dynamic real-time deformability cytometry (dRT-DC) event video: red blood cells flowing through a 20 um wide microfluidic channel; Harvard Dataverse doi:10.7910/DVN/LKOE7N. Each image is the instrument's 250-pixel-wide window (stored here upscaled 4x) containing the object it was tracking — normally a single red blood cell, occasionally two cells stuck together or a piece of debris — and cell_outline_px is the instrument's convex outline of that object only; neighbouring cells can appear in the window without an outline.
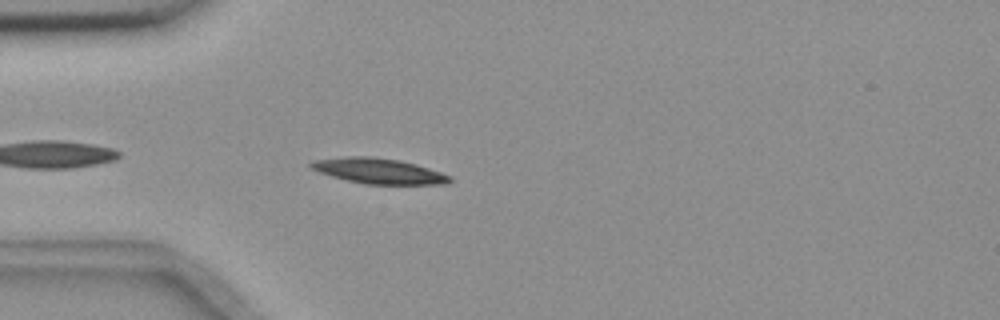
{"species": "common noctule bat (a hibernating species)", "species_latin": "Nyctalus noctula", "temperature_condition": "room temperature", "stored_images_in_passage": 38, "camera_frame_rate_fps": 3000, "um_per_image_px": 0.085, "animal": {"sex": "female", "body_mass_g": 18.4}, "frame": {"image": 1, "passage_image": 4, "time_ms": 1.0, "image_size_px": [1000, 320], "cell_outline_px": [[452, 180], [444, 184], [364, 184], [332, 176], [308, 168], [308, 164], [316, 160], [348, 156], [368, 156], [400, 160], [428, 168], [452, 176]], "centroid_in_image_um": [32.18, 14.53], "position_along_channel_um": 52.8, "area_um2": 20.35}}
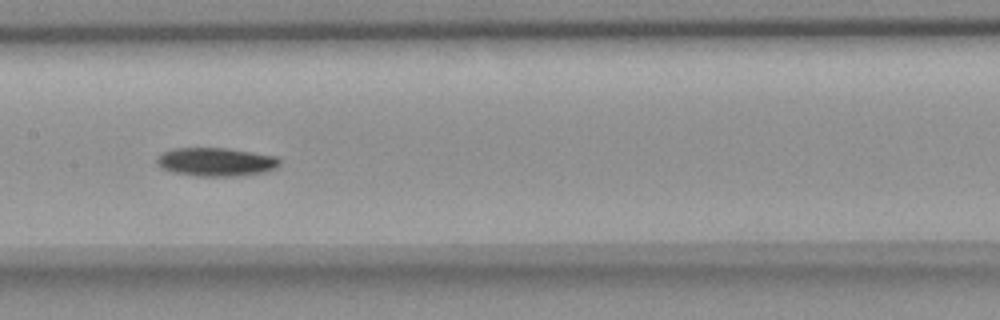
{"frame": {"image": 2, "passage_image": 16, "time_ms": 5.0, "image_size_px": [1000, 320], "cell_outline_px": [[280, 164], [276, 168], [264, 172], [236, 176], [196, 176], [172, 172], [156, 164], [156, 160], [164, 152], [176, 148], [228, 148], [276, 156], [280, 160]], "centroid_in_image_um": [18.38, 13.76], "position_along_channel_um": 189.0, "area_um2": 20.29}}
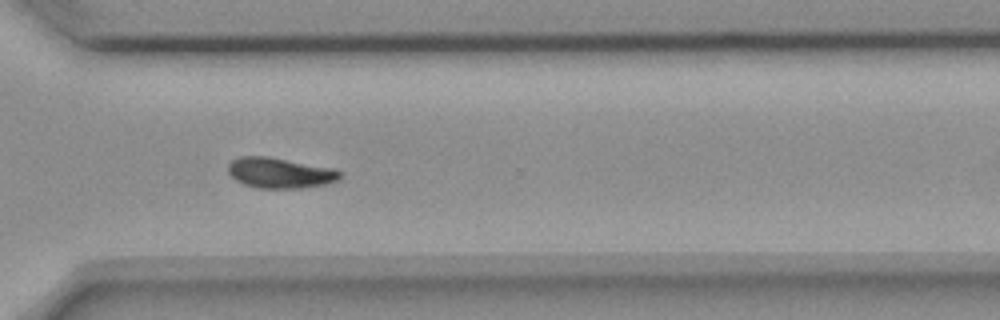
{"frame": {"image": 3, "passage_image": 29, "time_ms": 9.333, "image_size_px": [1000, 320], "cell_outline_px": [[340, 176], [336, 180], [328, 184], [304, 188], [256, 188], [244, 184], [236, 180], [228, 172], [228, 164], [232, 160], [240, 156], [268, 156], [336, 168], [340, 172]], "centroid_in_image_um": [23.8, 14.69], "position_along_channel_um": 346.8, "area_um2": 20.06}, "authors_computed_cell_mechanics": {"area_um2": 19.941, "velocity_mm_per_s": 3.638, "shape_relaxation_time_tau1_ms": 3.4265, "shape_relaxation_time_tau2_ms": null, "deformation_change_tau1": 0.1213, "deformation_change_tau2": null}}